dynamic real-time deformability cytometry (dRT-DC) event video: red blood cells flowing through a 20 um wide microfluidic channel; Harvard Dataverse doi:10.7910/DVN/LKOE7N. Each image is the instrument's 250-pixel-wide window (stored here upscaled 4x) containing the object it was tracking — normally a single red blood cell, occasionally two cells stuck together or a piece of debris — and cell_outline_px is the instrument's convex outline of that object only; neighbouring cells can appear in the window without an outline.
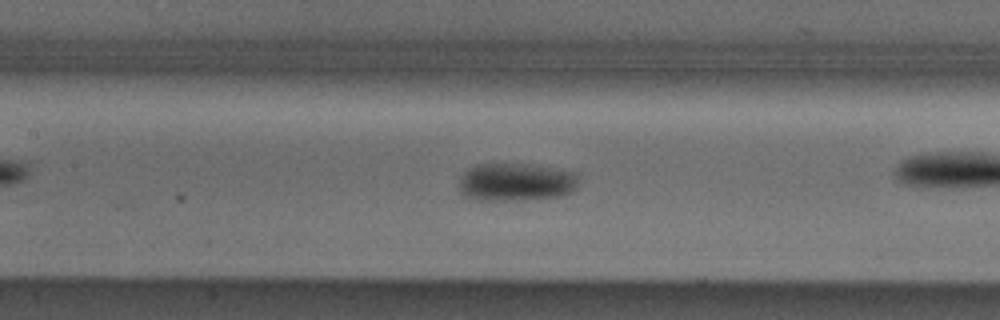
{"species": "Egyptian fruit bat (a non-hibernating species)", "species_latin": "Rousettus aegyptiacus", "temperature_condition": "cold", "stored_images_in_passage": 27, "camera_frame_rate_fps": 3000, "um_per_image_px": 0.085, "animal": {"sex": "male"}, "frame": {"image": 1, "passage_image": 12, "time_ms": 3.667, "image_size_px": [1000, 320], "cell_outline_px": [[576, 188], [572, 192], [560, 196], [524, 200], [480, 200], [464, 196], [460, 192], [460, 176], [468, 168], [476, 164], [524, 164], [576, 172]], "centroid_in_image_um": [43.82, 15.49], "position_along_channel_um": 163.6, "area_um2": 26.36}}
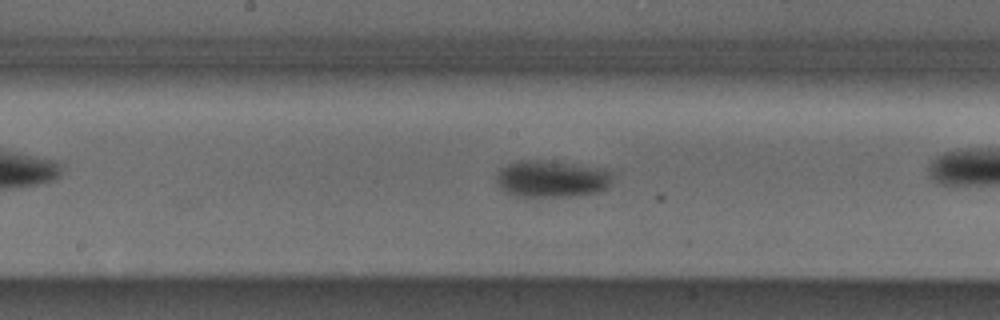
{"frame": {"image": 2, "passage_image": 15, "time_ms": 4.667, "image_size_px": [1000, 320], "cell_outline_px": [[612, 180], [608, 188], [596, 192], [572, 196], [516, 196], [504, 192], [496, 184], [496, 172], [500, 168], [508, 164], [520, 160], [536, 160], [612, 168]], "centroid_in_image_um": [46.91, 15.19], "position_along_channel_um": 201.3, "area_um2": 25.32}}